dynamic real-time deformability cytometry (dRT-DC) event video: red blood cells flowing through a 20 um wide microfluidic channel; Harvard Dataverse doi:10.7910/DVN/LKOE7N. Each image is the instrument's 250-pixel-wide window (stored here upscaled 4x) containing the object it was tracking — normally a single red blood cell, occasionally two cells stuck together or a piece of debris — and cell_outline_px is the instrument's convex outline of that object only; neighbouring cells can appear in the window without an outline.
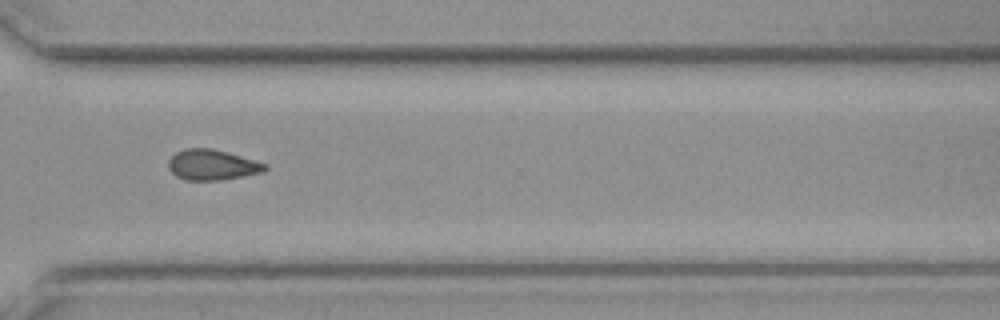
{"species": "common noctule bat (a hibernating species)", "species_latin": "Nyctalus noctula", "temperature_condition": "cold", "stored_images_in_passage": 44, "segment_of_instrument_passage": [2, 2], "camera_frame_rate_fps": 3000, "um_per_image_px": 0.085, "animal": {"sex": "female", "body_mass_g": 19.3, "forearm_length_mm": 54.1}, "frame": {"image": 1, "passage_image": 30, "time_ms": 9.667, "image_size_px": [1000, 320], "cell_outline_px": [[268, 168], [264, 172], [244, 176], [220, 180], [184, 180], [176, 176], [168, 168], [168, 160], [176, 152], [184, 148], [212, 148], [268, 164]], "centroid_in_image_um": [18.03, 14.01], "position_along_channel_um": 352.6, "area_um2": 17.22}}
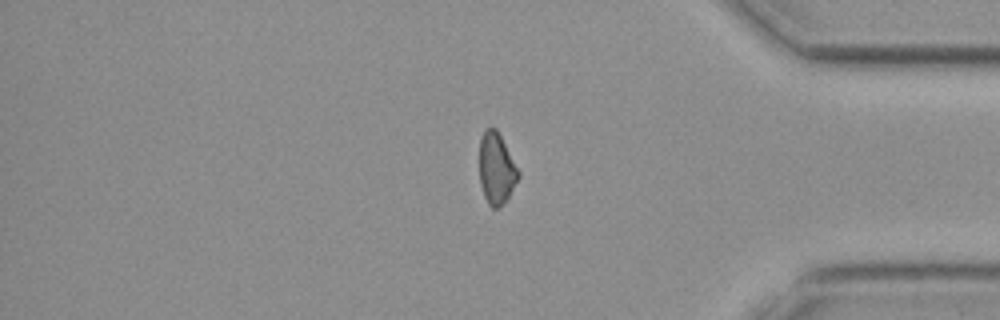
{"frame": {"image": 2, "passage_image": 35, "time_ms": 11.333, "image_size_px": [1000, 320], "cell_outline_px": [[520, 176], [504, 204], [496, 208], [492, 208], [488, 204], [484, 196], [480, 184], [480, 140], [484, 128], [492, 124], [496, 128], [520, 172]], "centroid_in_image_um": [42.19, 14.3], "position_along_channel_um": 393.0, "area_um2": 16.3}}
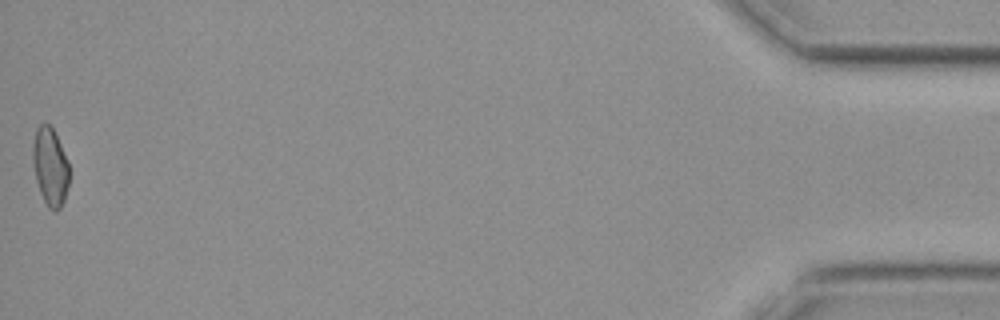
{"frame": {"image": 3, "passage_image": 44, "time_ms": 14.333, "image_size_px": [1000, 320], "cell_outline_px": [[68, 184], [64, 200], [60, 208], [56, 212], [52, 212], [48, 208], [40, 192], [36, 180], [32, 160], [32, 144], [36, 128], [44, 120], [52, 128], [60, 144], [68, 164]], "centroid_in_image_um": [4.23, 14.17], "position_along_channel_um": 431.0, "area_um2": 16.53}}